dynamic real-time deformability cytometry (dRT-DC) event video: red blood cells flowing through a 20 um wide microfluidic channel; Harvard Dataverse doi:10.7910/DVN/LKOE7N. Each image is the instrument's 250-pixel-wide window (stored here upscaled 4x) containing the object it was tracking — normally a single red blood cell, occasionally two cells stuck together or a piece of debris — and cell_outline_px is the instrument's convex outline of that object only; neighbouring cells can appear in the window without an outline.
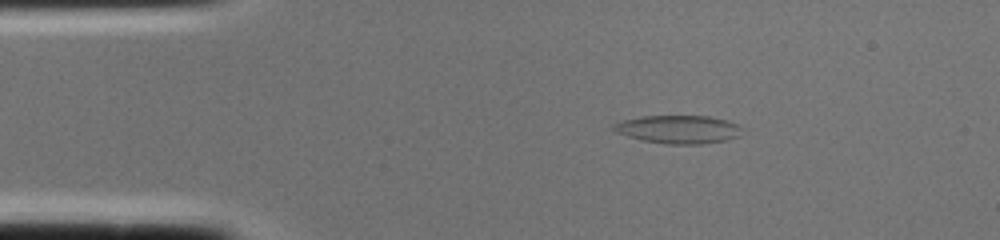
{"species": "common noctule bat (a hibernating species)", "species_latin": "Nyctalus noctula", "temperature_condition": "cold", "stored_images_in_passage": 1, "camera_frame_rate_fps": 3000, "um_per_image_px": 0.085, "animal": {"sex": "female", "body_mass_g": 22.0, "forearm_length_mm": 56.7}, "frame": {"image": 1, "passage_image": 1, "time_ms": 0.0, "image_size_px": [1000, 240], "cell_outline_px": [[744, 128], [740, 136], [728, 140], [700, 144], [668, 144], [640, 140], [616, 132], [612, 128], [612, 124], [624, 120], [640, 116], [708, 116], [724, 120], [736, 124]], "centroid_in_image_um": [57.68, 11.0], "position_along_channel_um": 27.3, "area_um2": 21.15}}